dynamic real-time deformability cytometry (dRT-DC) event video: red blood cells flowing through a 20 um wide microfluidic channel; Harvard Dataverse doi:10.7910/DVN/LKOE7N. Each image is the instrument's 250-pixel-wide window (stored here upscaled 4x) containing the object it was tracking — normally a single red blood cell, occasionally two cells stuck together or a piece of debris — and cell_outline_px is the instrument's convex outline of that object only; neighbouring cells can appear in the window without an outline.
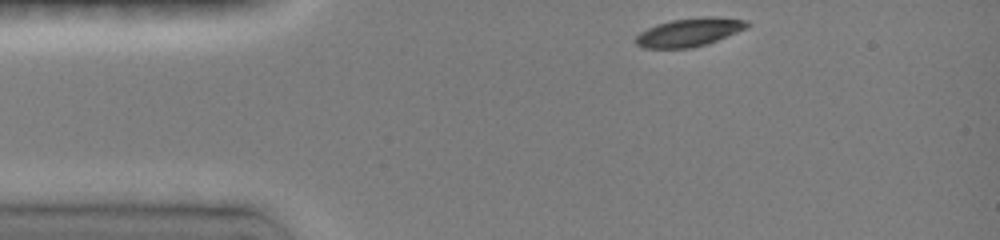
{"species": "common noctule bat (a hibernating species)", "species_latin": "Nyctalus noctula", "temperature_condition": "room temperature", "stored_images_in_passage": 35, "camera_frame_rate_fps": 3000, "um_per_image_px": 0.085, "animal": {"sex": "female", "body_mass_g": 19.0, "forearm_length_mm": 51.5}, "frame": {"image": 1, "passage_image": 1, "time_ms": 0.0, "image_size_px": [1000, 240], "cell_outline_px": [[748, 28], [716, 40], [704, 44], [688, 48], [644, 48], [636, 44], [636, 36], [640, 32], [656, 24], [672, 20], [708, 16], [712, 16], [748, 20]], "centroid_in_image_um": [58.58, 2.73], "position_along_channel_um": 26.4, "area_um2": 18.15}}
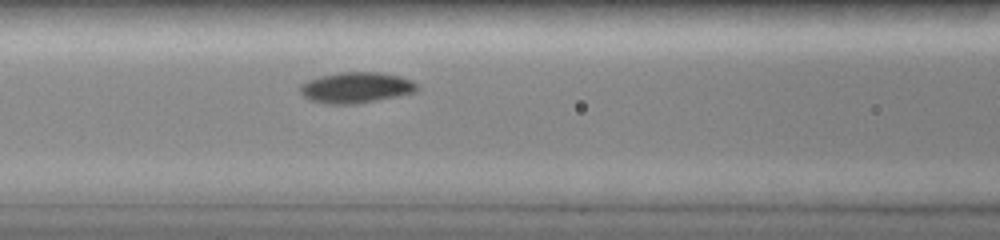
{"frame": {"image": 2, "passage_image": 13, "time_ms": 4.0, "image_size_px": [1000, 240], "cell_outline_px": [[416, 88], [412, 92], [356, 104], [328, 104], [312, 100], [304, 96], [300, 92], [300, 84], [308, 80], [320, 76], [340, 72], [376, 72], [400, 76], [416, 84]], "centroid_in_image_um": [30.18, 7.44], "position_along_channel_um": 136.4, "area_um2": 20.46}}
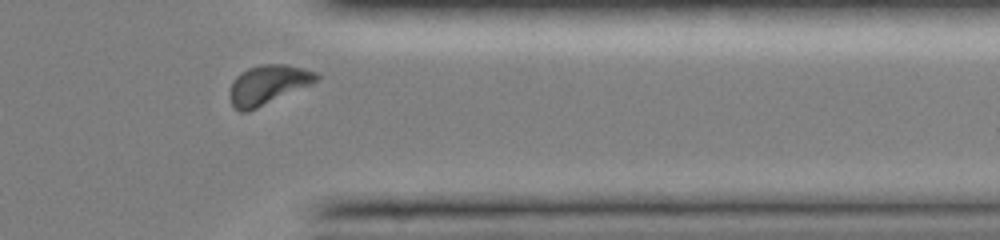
{"frame": {"image": 3, "passage_image": 32, "time_ms": 10.333, "image_size_px": [1000, 240], "cell_outline_px": [[320, 76], [312, 84], [248, 112], [240, 112], [232, 104], [228, 96], [232, 80], [240, 72], [248, 68], [260, 64], [284, 64], [304, 68], [320, 72]], "centroid_in_image_um": [22.77, 7.19], "position_along_channel_um": 388.6, "area_um2": 20.11}, "authors_computed_cell_mechanics": {"area_um2": 19.363, "velocity_mm_per_s": 3.981, "shape_relaxation_time_tau1_ms": 1.7114, "shape_relaxation_time_tau2_ms": 10.552, "deformation_change_tau1": 0.1084, "deformation_change_tau2": 0.1095}}